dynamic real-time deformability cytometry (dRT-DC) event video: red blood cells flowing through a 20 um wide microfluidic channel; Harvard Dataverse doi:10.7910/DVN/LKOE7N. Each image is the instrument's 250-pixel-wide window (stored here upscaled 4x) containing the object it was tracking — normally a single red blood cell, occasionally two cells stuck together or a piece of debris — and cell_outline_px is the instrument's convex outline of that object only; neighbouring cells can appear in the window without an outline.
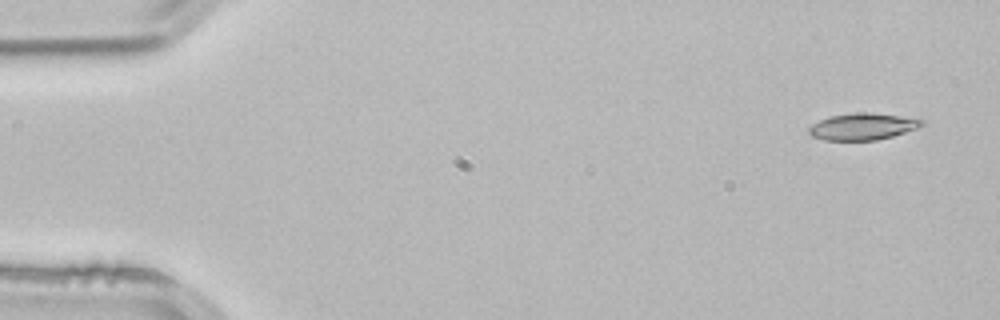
{"species": "common noctule bat (a hibernating species)", "species_latin": "Nyctalus noctula", "temperature_condition": "room temperature", "stored_images_in_passage": 4, "camera_frame_rate_fps": 3000, "um_per_image_px": 0.085, "animal": {"sex": "male", "body_mass_g": 21.5, "forearm_length_mm": 52.0}, "frame": {"image": 1, "passage_image": 1, "time_ms": 0.0, "image_size_px": [1000, 320], "cell_outline_px": [[924, 124], [916, 128], [892, 136], [876, 140], [824, 140], [812, 136], [808, 132], [808, 128], [812, 124], [828, 116], [860, 112], [868, 112], [900, 116], [924, 120]], "centroid_in_image_um": [73.28, 10.75], "position_along_channel_um": 11.7, "area_um2": 17.4}}
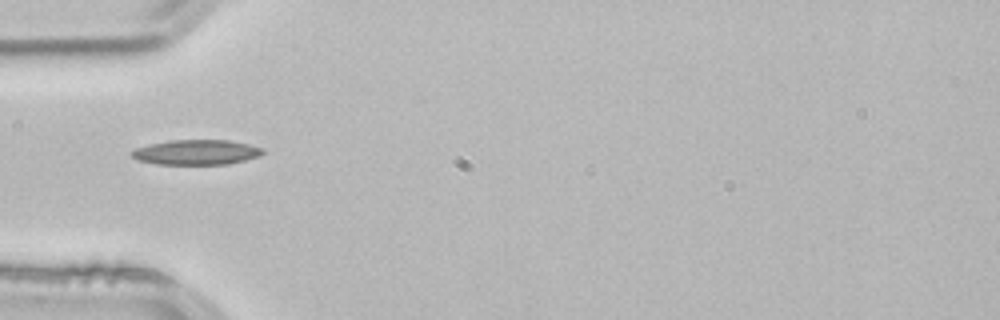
{"frame": {"image": 2, "passage_image": 4, "time_ms": 1.0, "image_size_px": [1000, 320], "cell_outline_px": [[264, 152], [260, 156], [228, 164], [156, 164], [136, 160], [128, 152], [136, 148], [148, 144], [168, 140], [228, 140], [248, 144], [264, 148]], "centroid_in_image_um": [16.66, 12.94], "position_along_channel_um": 68.3, "area_um2": 19.25}}